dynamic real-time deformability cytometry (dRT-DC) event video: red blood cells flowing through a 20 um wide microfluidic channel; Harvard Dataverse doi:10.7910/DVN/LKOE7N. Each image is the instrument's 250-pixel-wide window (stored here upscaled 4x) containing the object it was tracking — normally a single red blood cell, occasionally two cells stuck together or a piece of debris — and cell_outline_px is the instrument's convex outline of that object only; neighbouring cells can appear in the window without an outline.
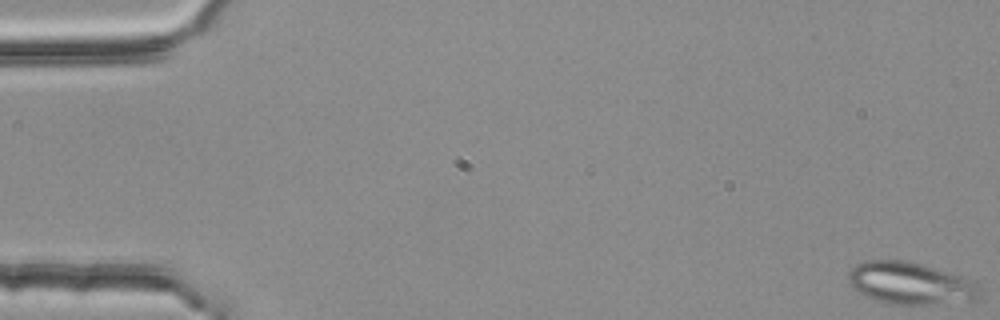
{"species": "common noctule bat (a hibernating species)", "species_latin": "Nyctalus noctula", "temperature_condition": "room temperature", "stored_images_in_passage": 6, "camera_frame_rate_fps": 3000, "um_per_image_px": 0.085, "animal": {"sex": "female", "body_mass_g": 25.1}, "frame": {"image": 1, "passage_image": 1, "time_ms": 0.0, "image_size_px": [1000, 320], "cell_outline_px": [[980, 296], [976, 300], [928, 304], [888, 304], [876, 300], [856, 292], [848, 280], [848, 272], [856, 264], [864, 260], [900, 260], [920, 264], [960, 276], [972, 280], [980, 288]], "centroid_in_image_um": [77.34, 24.08], "position_along_channel_um": 7.7, "area_um2": 32.02}}
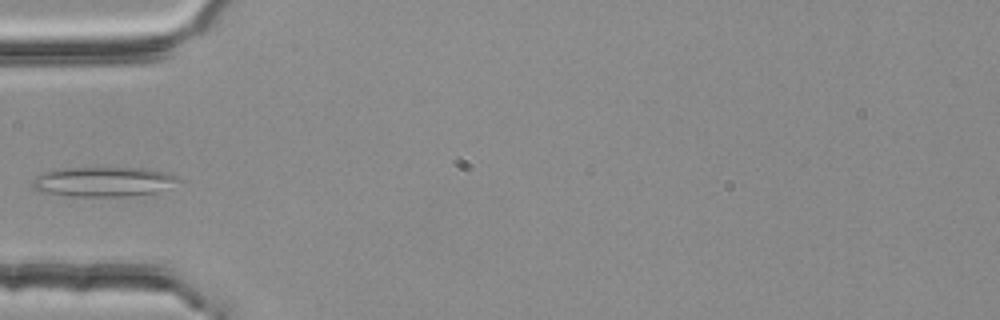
{"frame": {"image": 2, "passage_image": 6, "time_ms": 1.667, "image_size_px": [1000, 320], "cell_outline_px": [[184, 180], [156, 192], [124, 196], [72, 196], [40, 192], [32, 188], [32, 180], [36, 176], [44, 172], [56, 168], [148, 168], [168, 172], [180, 176]], "centroid_in_image_um": [8.81, 15.43], "position_along_channel_um": 76.2, "area_um2": 25.55}}